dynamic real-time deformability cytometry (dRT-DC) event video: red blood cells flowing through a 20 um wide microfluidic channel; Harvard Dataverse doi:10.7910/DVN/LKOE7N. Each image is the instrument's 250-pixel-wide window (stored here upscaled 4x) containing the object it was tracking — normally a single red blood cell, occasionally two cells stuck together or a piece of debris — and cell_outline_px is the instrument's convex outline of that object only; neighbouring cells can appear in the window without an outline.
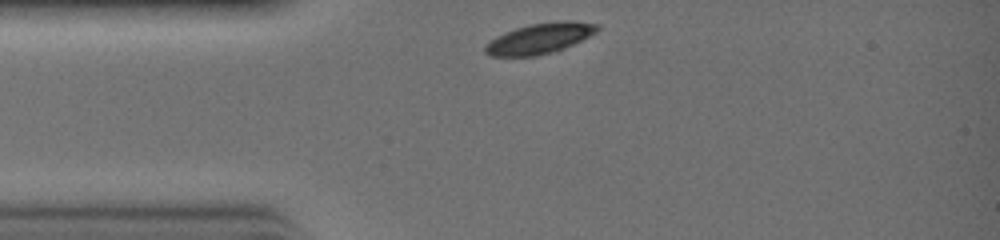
{"species": "common noctule bat (a hibernating species)", "species_latin": "Nyctalus noctula", "temperature_condition": "warm", "stored_images_in_passage": 21, "camera_frame_rate_fps": 3000, "um_per_image_px": 0.085, "animal": {"sex": "female", "body_mass_g": 19.0, "forearm_length_mm": 51.5}, "frame": {"image": 1, "passage_image": 1, "time_ms": 0.0, "image_size_px": [1000, 240], "cell_outline_px": [[600, 28], [596, 32], [572, 44], [552, 52], [536, 56], [488, 56], [484, 52], [484, 48], [496, 36], [504, 32], [516, 28], [532, 24], [564, 20], [572, 20], [600, 24]], "centroid_in_image_um": [45.88, 3.26], "position_along_channel_um": 39.1, "area_um2": 19.71}}
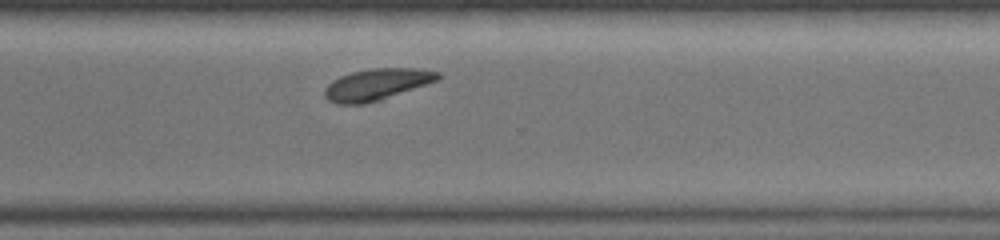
{"frame": {"image": 2, "passage_image": 17, "time_ms": 5.333, "image_size_px": [1000, 240], "cell_outline_px": [[444, 76], [440, 80], [380, 100], [364, 104], [336, 104], [328, 100], [324, 96], [324, 88], [332, 80], [340, 76], [352, 72], [368, 68], [424, 68], [440, 72]], "centroid_in_image_um": [32.07, 7.16], "position_along_channel_um": 338.5, "area_um2": 21.21}}
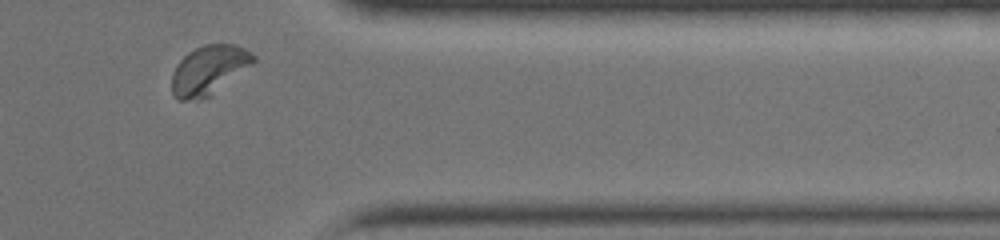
{"frame": {"image": 3, "passage_image": 20, "time_ms": 6.333, "image_size_px": [1000, 240], "cell_outline_px": [[256, 60], [212, 96], [196, 100], [176, 100], [172, 92], [172, 72], [176, 64], [188, 52], [204, 44], [236, 44], [252, 52], [256, 56]], "centroid_in_image_um": [17.74, 5.96], "position_along_channel_um": 393.7, "area_um2": 23.52}}